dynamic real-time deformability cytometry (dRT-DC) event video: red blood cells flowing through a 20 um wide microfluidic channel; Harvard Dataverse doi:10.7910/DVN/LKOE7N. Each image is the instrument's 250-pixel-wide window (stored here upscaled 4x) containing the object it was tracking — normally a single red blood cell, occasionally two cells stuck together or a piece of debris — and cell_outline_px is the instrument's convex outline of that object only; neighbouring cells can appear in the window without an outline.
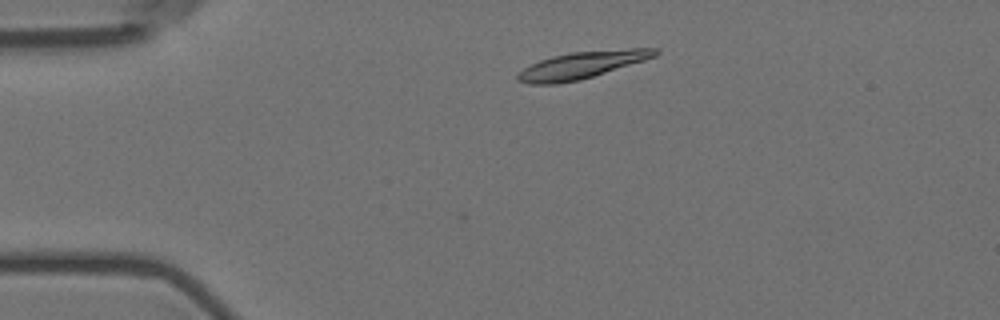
{"species": "Egyptian fruit bat (a non-hibernating species)", "species_latin": "Rousettus aegyptiacus", "temperature_condition": "room temperature", "stored_images_in_passage": 4, "camera_frame_rate_fps": 3000, "um_per_image_px": 0.085, "animal": {"sex": "female"}, "frame": {"image": 1, "passage_image": 2, "time_ms": 0.333, "image_size_px": [1000, 320], "cell_outline_px": [[660, 52], [656, 56], [644, 60], [580, 80], [556, 84], [528, 84], [516, 80], [516, 76], [524, 68], [540, 60], [552, 56], [572, 52], [628, 48], [656, 48]], "centroid_in_image_um": [49.45, 5.53], "position_along_channel_um": 35.6, "area_um2": 21.5}}
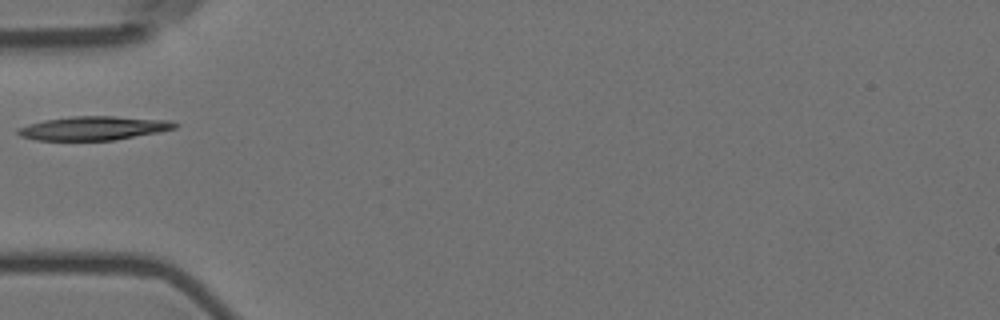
{"frame": {"image": 2, "passage_image": 4, "time_ms": 1.0, "image_size_px": [1000, 320], "cell_outline_px": [[180, 124], [176, 128], [160, 132], [112, 140], [36, 140], [20, 136], [16, 132], [16, 128], [28, 124], [44, 120], [72, 116], [112, 116], [172, 120]], "centroid_in_image_um": [7.97, 10.89], "position_along_channel_um": 77.0, "area_um2": 21.91}}